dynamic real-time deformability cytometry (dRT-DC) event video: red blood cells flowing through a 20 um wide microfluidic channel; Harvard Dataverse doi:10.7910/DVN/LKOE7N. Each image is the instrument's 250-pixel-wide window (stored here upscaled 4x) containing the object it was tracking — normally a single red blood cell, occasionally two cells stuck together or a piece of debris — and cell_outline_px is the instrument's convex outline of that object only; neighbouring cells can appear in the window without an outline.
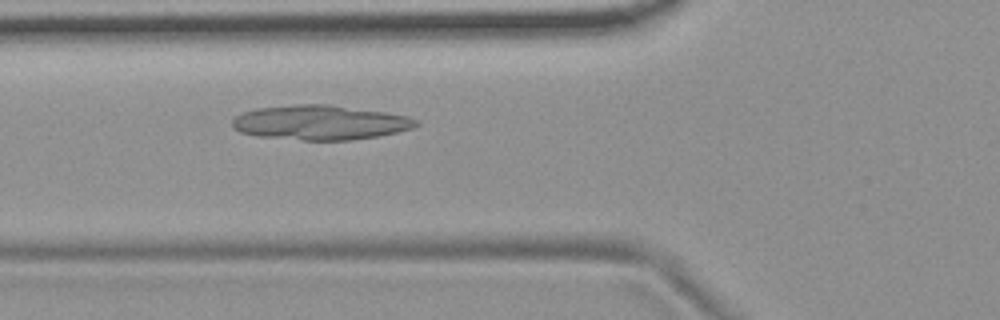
{"species": "common noctule bat (a hibernating species)", "species_latin": "Nyctalus noctula", "temperature_condition": "room temperature", "stored_images_in_passage": 51, "camera_frame_rate_fps": 3000, "um_per_image_px": 0.085, "animal": {"sex": "female", "body_mass_g": 19.9}, "frame": {"image": 1, "passage_image": 17, "time_ms": 5.333, "image_size_px": [1000, 320], "cell_outline_px": [[420, 124], [412, 128], [396, 132], [376, 136], [348, 140], [304, 140], [260, 136], [240, 132], [232, 128], [232, 120], [240, 112], [256, 108], [296, 104], [328, 104], [384, 112], [408, 116], [420, 120]], "centroid_in_image_um": [27.19, 10.4], "position_along_channel_um": 98.6, "area_um2": 37.05}}
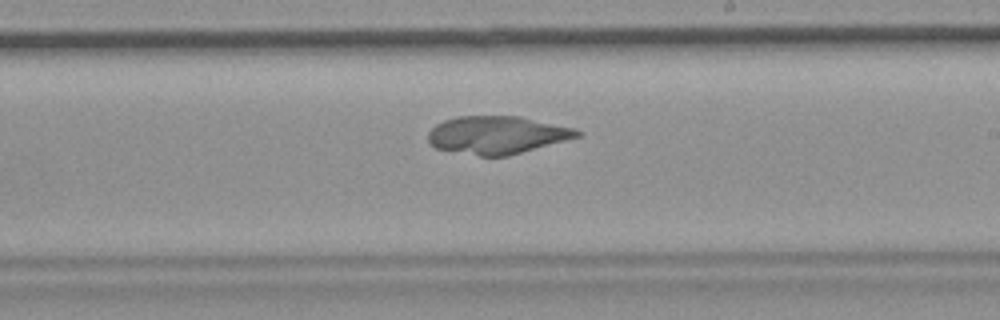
{"frame": {"image": 2, "passage_image": 29, "time_ms": 9.333, "image_size_px": [1000, 320], "cell_outline_px": [[584, 132], [580, 136], [508, 156], [480, 156], [436, 148], [428, 140], [428, 132], [436, 124], [444, 120], [456, 116], [520, 116], [576, 128]], "centroid_in_image_um": [42.27, 11.46], "position_along_channel_um": 246.7, "area_um2": 32.83}}
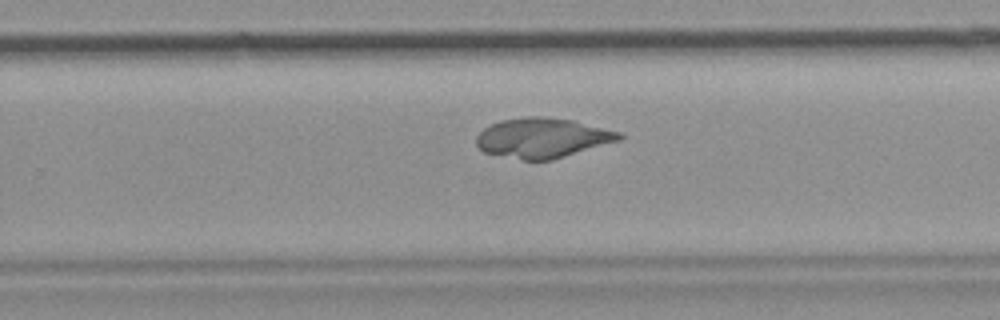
{"frame": {"image": 3, "passage_image": 32, "time_ms": 10.333, "image_size_px": [1000, 320], "cell_outline_px": [[624, 136], [620, 140], [552, 160], [524, 160], [484, 152], [476, 144], [476, 136], [484, 128], [500, 120], [528, 116], [540, 116], [572, 120], [620, 132]], "centroid_in_image_um": [46.1, 11.72], "position_along_channel_um": 283.7, "area_um2": 32.95}}